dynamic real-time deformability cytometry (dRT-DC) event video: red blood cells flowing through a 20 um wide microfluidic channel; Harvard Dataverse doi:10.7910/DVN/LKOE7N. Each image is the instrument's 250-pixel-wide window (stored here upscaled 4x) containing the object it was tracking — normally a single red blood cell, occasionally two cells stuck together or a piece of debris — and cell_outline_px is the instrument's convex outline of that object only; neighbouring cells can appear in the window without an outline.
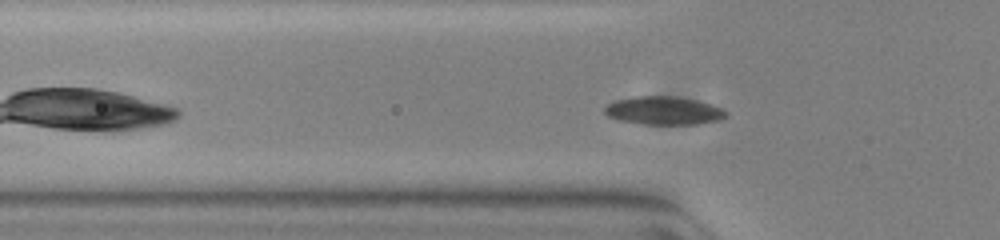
{"species": "common noctule bat (a hibernating species)", "species_latin": "Nyctalus noctula", "temperature_condition": "warm", "stored_images_in_passage": 42, "camera_frame_rate_fps": 3000, "um_per_image_px": 0.085, "animal": {"sex": "female", "body_mass_g": 23.0, "forearm_length_mm": 53.4}, "frame": {"image": 1, "passage_image": 8, "time_ms": 2.333, "image_size_px": [1000, 240], "cell_outline_px": [[728, 112], [720, 120], [696, 124], [644, 124], [620, 120], [608, 116], [604, 112], [604, 108], [612, 100], [636, 96], [676, 96], [696, 100], [712, 104], [724, 108]], "centroid_in_image_um": [56.42, 9.39], "position_along_channel_um": 69.4, "area_um2": 20.06}}
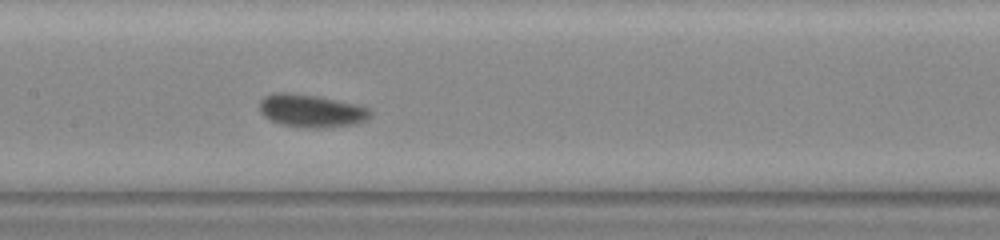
{"frame": {"image": 2, "passage_image": 17, "time_ms": 5.333, "image_size_px": [1000, 240], "cell_outline_px": [[372, 112], [368, 120], [352, 124], [320, 128], [308, 128], [280, 124], [264, 116], [260, 112], [260, 100], [264, 96], [280, 92], [284, 92], [316, 96], [336, 100], [368, 108]], "centroid_in_image_um": [26.43, 9.43], "position_along_channel_um": 181.0, "area_um2": 20.87}}
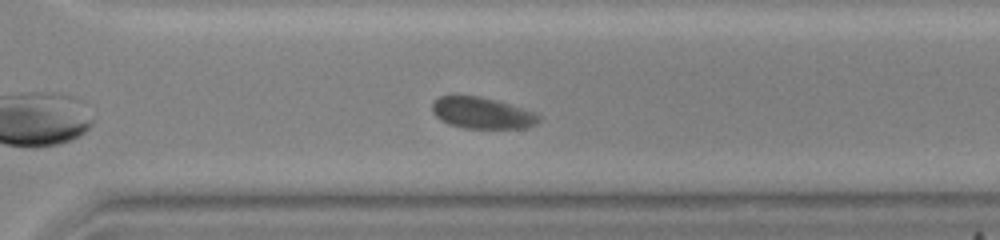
{"frame": {"image": 3, "passage_image": 29, "time_ms": 9.333, "image_size_px": [1000, 240], "cell_outline_px": [[540, 120], [536, 124], [524, 128], [464, 128], [448, 124], [440, 120], [432, 112], [432, 104], [440, 96], [480, 96], [508, 104], [532, 112], [540, 116]], "centroid_in_image_um": [40.94, 9.62], "position_along_channel_um": 329.7, "area_um2": 19.19}, "authors_computed_cell_mechanics": {"area_um2": 20.0566, "velocity_mm_per_s": 3.7191, "shape_relaxation_time_tau1_ms": 4.5802, "shape_relaxation_time_tau2_ms": null, "deformation_change_tau1": 0.1121, "deformation_change_tau2": null}}